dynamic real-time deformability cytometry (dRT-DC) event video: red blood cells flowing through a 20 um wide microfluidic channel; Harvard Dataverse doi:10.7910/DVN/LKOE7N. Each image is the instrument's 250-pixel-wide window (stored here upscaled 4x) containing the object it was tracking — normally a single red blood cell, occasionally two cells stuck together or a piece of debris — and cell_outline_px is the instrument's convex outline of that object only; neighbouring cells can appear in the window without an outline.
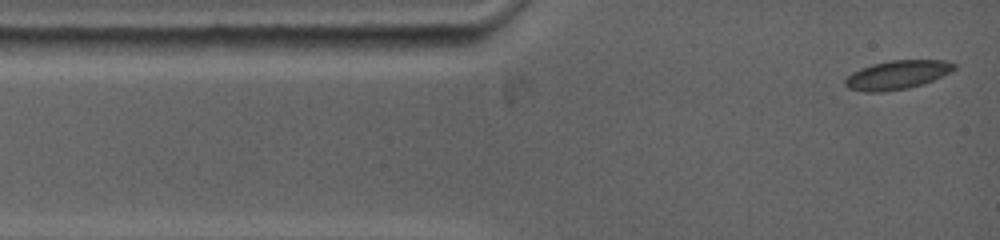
{"species": "common noctule bat (a hibernating species)", "species_latin": "Nyctalus noctula", "temperature_condition": "warm", "stored_images_in_passage": 5, "camera_frame_rate_fps": 5000, "um_per_image_px": 0.085, "animal": {"sex": "female", "body_mass_g": 19.0, "forearm_length_mm": 53.3}, "frame": {"image": 1, "passage_image": 1, "time_ms": 0.0, "image_size_px": [1000, 240], "cell_outline_px": [[956, 68], [952, 72], [924, 84], [908, 88], [880, 92], [864, 92], [848, 88], [844, 84], [844, 80], [852, 72], [860, 68], [872, 64], [892, 60], [944, 60], [956, 64]], "centroid_in_image_um": [76.27, 6.36], "position_along_channel_um": 8.7, "area_um2": 18.44}}
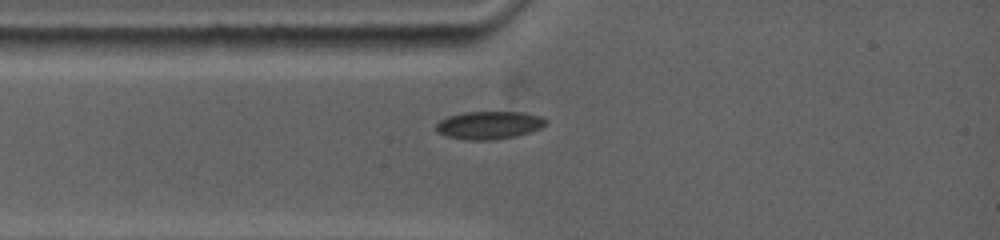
{"frame": {"image": 2, "passage_image": 5, "time_ms": 2.0, "image_size_px": [1000, 240], "cell_outline_px": [[548, 120], [540, 128], [516, 136], [492, 140], [464, 140], [444, 136], [436, 132], [436, 124], [440, 120], [448, 116], [464, 112], [524, 112], [540, 116]], "centroid_in_image_um": [41.52, 10.64], "position_along_channel_um": 43.5, "area_um2": 17.92}}